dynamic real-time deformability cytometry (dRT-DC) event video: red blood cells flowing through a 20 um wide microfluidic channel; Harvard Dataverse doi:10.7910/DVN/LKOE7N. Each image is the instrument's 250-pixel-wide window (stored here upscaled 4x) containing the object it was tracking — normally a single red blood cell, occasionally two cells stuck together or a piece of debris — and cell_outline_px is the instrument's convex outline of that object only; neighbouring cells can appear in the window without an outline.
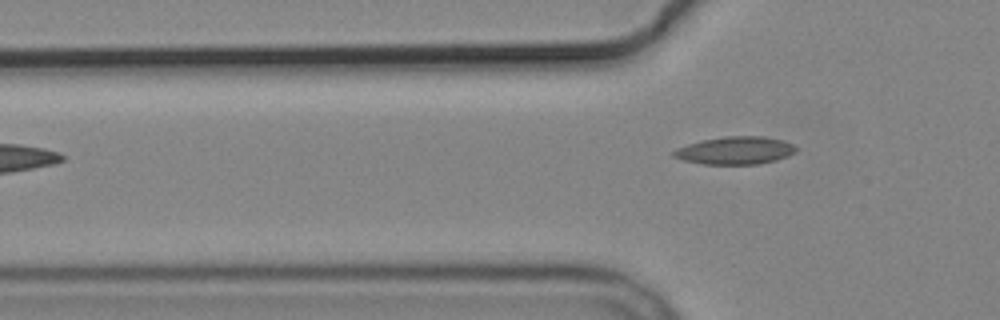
{"species": "common noctule bat (a hibernating species)", "species_latin": "Nyctalus noctula", "temperature_condition": "cold", "stored_images_in_passage": 5, "camera_frame_rate_fps": 3000, "um_per_image_px": 0.085, "animal": {"sex": "male", "body_mass_g": 19.2, "forearm_length_mm": 51.8}, "frame": {"image": 1, "passage_image": 5, "time_ms": 4.667, "image_size_px": [1000, 320], "cell_outline_px": [[796, 152], [788, 156], [776, 160], [760, 164], [704, 164], [684, 160], [672, 156], [672, 152], [676, 148], [700, 140], [724, 136], [764, 136], [784, 140], [792, 144], [796, 148]], "centroid_in_image_um": [62.5, 12.78], "position_along_channel_um": 63.3, "area_um2": 19.88}}